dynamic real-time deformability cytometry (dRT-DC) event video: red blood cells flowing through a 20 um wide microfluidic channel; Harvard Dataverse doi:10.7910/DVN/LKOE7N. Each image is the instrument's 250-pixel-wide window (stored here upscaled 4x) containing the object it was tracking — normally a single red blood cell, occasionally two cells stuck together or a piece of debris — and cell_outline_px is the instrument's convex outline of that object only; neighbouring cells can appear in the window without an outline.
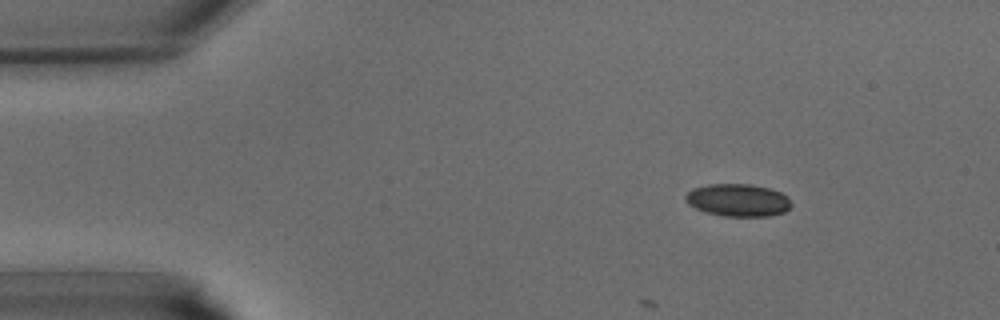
{"species": "common noctule bat (a hibernating species)", "species_latin": "Nyctalus noctula", "temperature_condition": "warm", "stored_images_in_passage": 5, "camera_frame_rate_fps": 3000, "um_per_image_px": 0.085, "animal": {"sex": "male", "body_mass_g": 15.6}, "frame": {"image": 1, "passage_image": 1, "time_ms": 0.0, "image_size_px": [1000, 320], "cell_outline_px": [[792, 204], [784, 212], [768, 216], [724, 216], [704, 212], [688, 204], [684, 200], [684, 196], [692, 188], [708, 184], [752, 184], [768, 188], [780, 192], [788, 196]], "centroid_in_image_um": [62.7, 17.01], "position_along_channel_um": 22.3, "area_um2": 20.17}}